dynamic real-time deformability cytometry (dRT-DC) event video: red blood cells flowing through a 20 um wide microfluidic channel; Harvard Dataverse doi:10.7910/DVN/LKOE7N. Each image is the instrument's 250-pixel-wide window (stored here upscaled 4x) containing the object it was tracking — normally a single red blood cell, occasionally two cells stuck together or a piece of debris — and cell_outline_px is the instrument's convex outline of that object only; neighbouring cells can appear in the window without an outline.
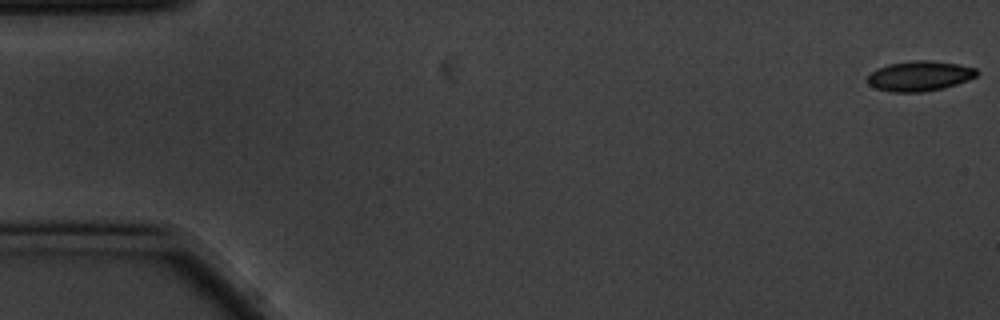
{"species": "common noctule bat (a hibernating species)", "species_latin": "Nyctalus noctula", "temperature_condition": "cold", "stored_images_in_passage": 7, "camera_frame_rate_fps": 3000, "um_per_image_px": 0.085, "animal": {"sex": "male", "body_mass_g": 20.1, "forearm_length_mm": 53.5}, "frame": {"image": 1, "passage_image": 1, "time_ms": 0.0, "image_size_px": [1000, 320], "cell_outline_px": [[980, 72], [976, 76], [968, 80], [944, 88], [924, 92], [892, 92], [876, 88], [868, 84], [868, 76], [876, 68], [888, 64], [912, 60], [932, 60], [960, 64], [976, 68]], "centroid_in_image_um": [78.19, 6.45], "position_along_channel_um": 6.8, "area_um2": 19.36}}
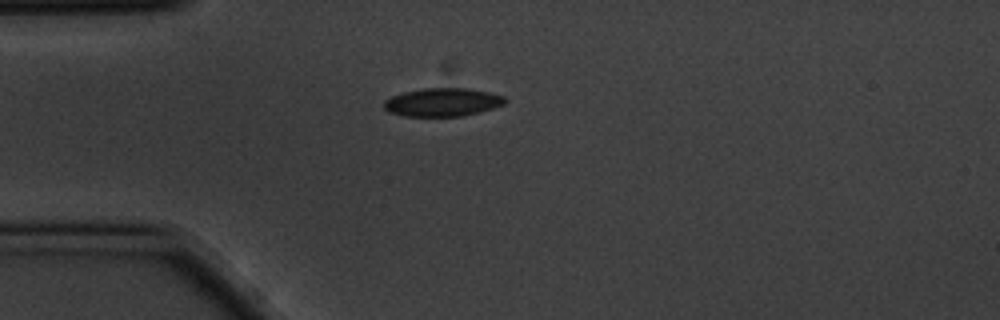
{"frame": {"image": 2, "passage_image": 5, "time_ms": 1.333, "image_size_px": [1000, 320], "cell_outline_px": [[508, 100], [504, 104], [480, 112], [460, 116], [404, 116], [388, 112], [384, 108], [384, 100], [392, 96], [404, 92], [424, 88], [468, 88], [488, 92], [504, 96]], "centroid_in_image_um": [37.61, 8.69], "position_along_channel_um": 47.4, "area_um2": 19.94}}